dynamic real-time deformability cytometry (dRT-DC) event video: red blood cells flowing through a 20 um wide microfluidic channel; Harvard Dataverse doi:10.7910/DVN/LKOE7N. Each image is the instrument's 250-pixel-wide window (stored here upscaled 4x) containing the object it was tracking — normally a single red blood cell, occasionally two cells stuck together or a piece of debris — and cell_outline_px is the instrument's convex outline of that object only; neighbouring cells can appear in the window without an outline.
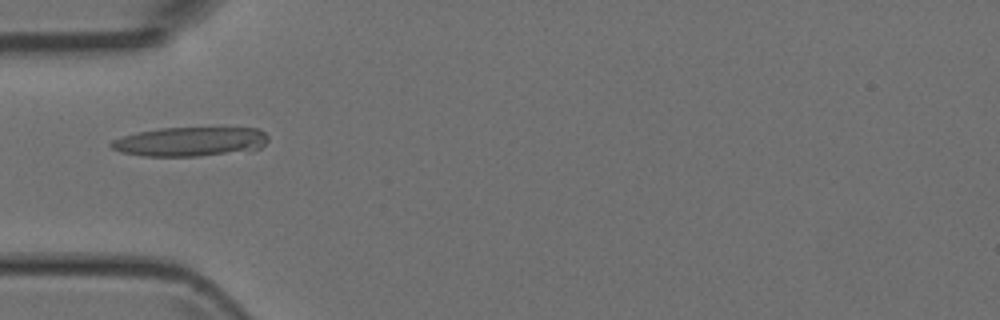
{"species": "Egyptian fruit bat (a non-hibernating species)", "species_latin": "Rousettus aegyptiacus", "temperature_condition": "room temperature", "stored_images_in_passage": 3, "camera_frame_rate_fps": 3000, "um_per_image_px": 0.085, "animal": {"sex": "female"}, "frame": {"image": 1, "passage_image": 3, "time_ms": 2.0, "image_size_px": [1000, 320], "cell_outline_px": [[268, 140], [260, 148], [252, 152], [200, 156], [144, 156], [120, 152], [112, 148], [108, 144], [112, 140], [136, 132], [160, 128], [256, 128], [264, 132], [268, 136]], "centroid_in_image_um": [16.21, 12.05], "position_along_channel_um": 68.8, "area_um2": 27.17}}